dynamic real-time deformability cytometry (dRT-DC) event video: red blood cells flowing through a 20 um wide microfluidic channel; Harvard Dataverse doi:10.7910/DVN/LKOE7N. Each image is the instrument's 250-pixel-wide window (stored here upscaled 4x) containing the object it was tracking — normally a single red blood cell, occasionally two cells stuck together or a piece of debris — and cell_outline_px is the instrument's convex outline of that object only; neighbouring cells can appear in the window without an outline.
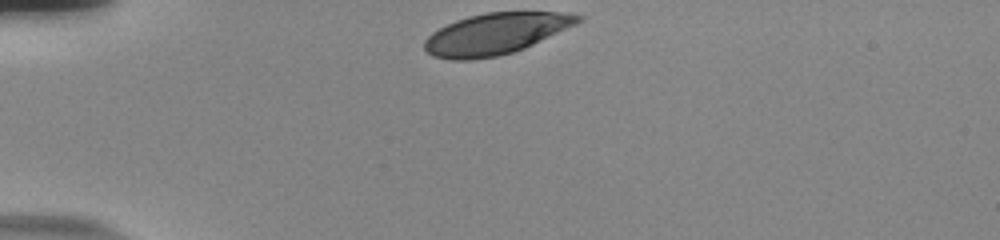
{"species": "human", "species_latin": "Homo sapiens", "temperature_condition": "room temperature", "stored_images_in_passage": 33, "camera_frame_rate_fps": 3000, "um_per_image_px": 0.085, "donor": {"sex": "male"}, "frame": {"image": 1, "passage_image": 1, "time_ms": 0.0, "image_size_px": [1000, 240], "cell_outline_px": [[584, 20], [576, 24], [524, 48], [512, 52], [496, 56], [472, 60], [452, 60], [432, 56], [424, 48], [424, 40], [432, 32], [456, 20], [468, 16], [484, 12], [560, 12], [584, 16]], "centroid_in_image_um": [42.11, 2.87], "position_along_channel_um": 42.9, "area_um2": 36.7}}
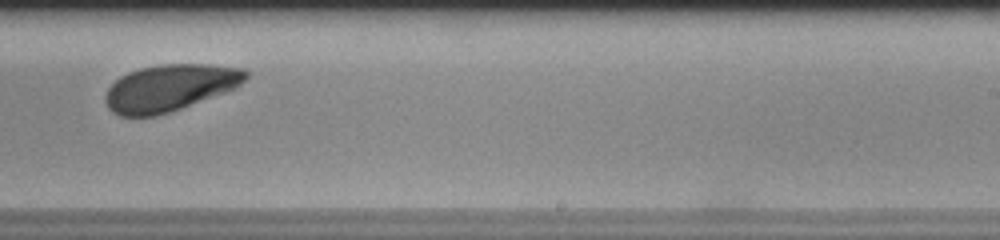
{"frame": {"image": 2, "passage_image": 23, "time_ms": 7.333, "image_size_px": [1000, 240], "cell_outline_px": [[248, 76], [236, 88], [180, 108], [156, 116], [120, 116], [112, 112], [108, 108], [104, 100], [104, 96], [108, 88], [120, 76], [128, 72], [140, 68], [160, 64], [208, 64], [244, 68], [248, 72]], "centroid_in_image_um": [14.41, 7.45], "position_along_channel_um": 274.6, "area_um2": 38.09}}
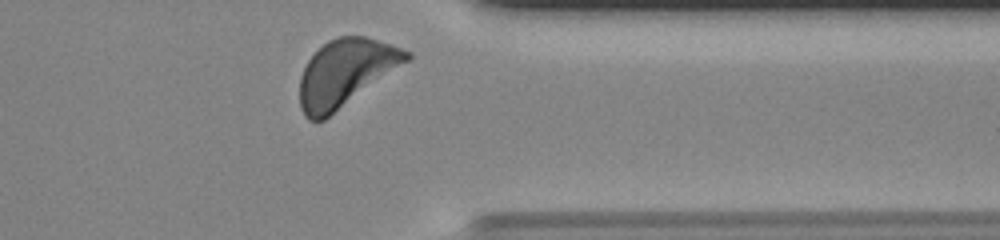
{"frame": {"image": 3, "passage_image": 32, "time_ms": 10.333, "image_size_px": [1000, 240], "cell_outline_px": [[412, 56], [408, 60], [324, 120], [308, 120], [304, 116], [300, 108], [300, 76], [308, 60], [328, 40], [336, 36], [364, 36], [412, 52]], "centroid_in_image_um": [29.33, 6.2], "position_along_channel_um": 382.1, "area_um2": 40.92}, "authors_computed_cell_mechanics": {"area_um2": 39.304, "velocity_mm_per_s": 3.7106, "shape_relaxation_time_tau1_ms": 3.1219, "shape_relaxation_time_tau2_ms": null, "deformation_change_tau1": 0.147, "deformation_change_tau2": null}}